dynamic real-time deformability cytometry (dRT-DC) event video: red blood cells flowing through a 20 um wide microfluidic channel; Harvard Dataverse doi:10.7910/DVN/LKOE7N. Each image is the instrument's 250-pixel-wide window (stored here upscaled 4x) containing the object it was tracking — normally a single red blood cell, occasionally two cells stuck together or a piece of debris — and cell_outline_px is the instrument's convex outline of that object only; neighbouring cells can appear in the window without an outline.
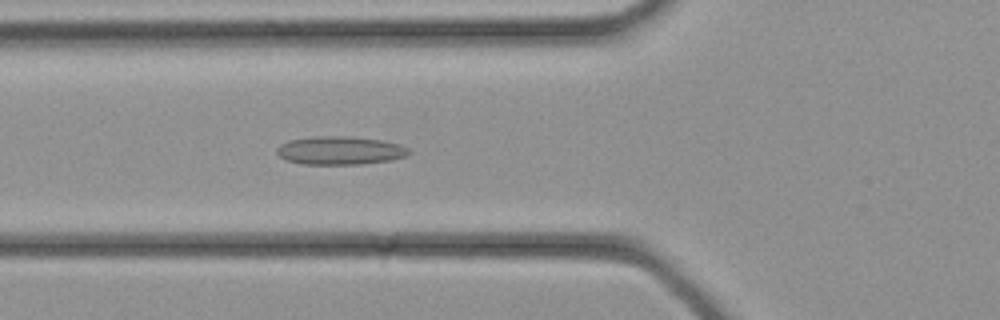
{"species": "common noctule bat (a hibernating species)", "species_latin": "Nyctalus noctula", "temperature_condition": "cold", "stored_images_in_passage": 30, "camera_frame_rate_fps": 3000, "um_per_image_px": 0.085, "animal": {"sex": "female", "body_mass_g": 21.9}, "frame": {"image": 1, "passage_image": 8, "time_ms": 2.333, "image_size_px": [1000, 320], "cell_outline_px": [[412, 152], [404, 156], [392, 160], [360, 164], [304, 164], [284, 160], [276, 152], [276, 148], [280, 144], [288, 140], [316, 136], [352, 136], [380, 140], [400, 144], [408, 148]], "centroid_in_image_um": [28.88, 12.79], "position_along_channel_um": 96.9, "area_um2": 21.91}}
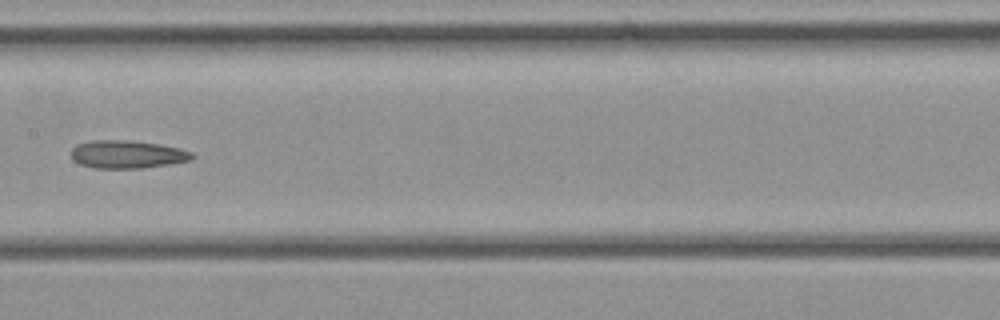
{"frame": {"image": 2, "passage_image": 13, "time_ms": 4.0, "image_size_px": [1000, 320], "cell_outline_px": [[196, 156], [192, 160], [172, 164], [140, 168], [96, 168], [80, 164], [72, 160], [72, 148], [76, 144], [92, 140], [128, 140], [160, 144], [180, 148], [192, 152]], "centroid_in_image_um": [10.85, 13.12], "position_along_channel_um": 196.6, "area_um2": 19.88}}
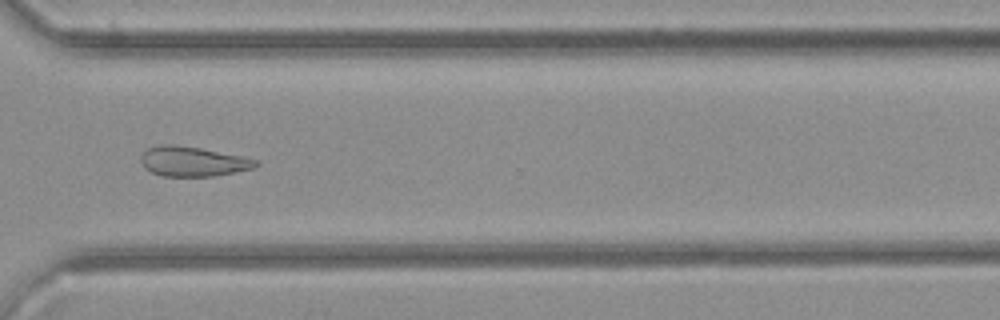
{"frame": {"image": 3, "passage_image": 21, "time_ms": 6.667, "image_size_px": [1000, 320], "cell_outline_px": [[260, 164], [252, 168], [212, 176], [160, 176], [144, 168], [140, 160], [140, 156], [148, 148], [160, 144], [176, 144], [200, 148], [244, 156], [260, 160]], "centroid_in_image_um": [16.38, 13.71], "position_along_channel_um": 354.2, "area_um2": 20.06}}